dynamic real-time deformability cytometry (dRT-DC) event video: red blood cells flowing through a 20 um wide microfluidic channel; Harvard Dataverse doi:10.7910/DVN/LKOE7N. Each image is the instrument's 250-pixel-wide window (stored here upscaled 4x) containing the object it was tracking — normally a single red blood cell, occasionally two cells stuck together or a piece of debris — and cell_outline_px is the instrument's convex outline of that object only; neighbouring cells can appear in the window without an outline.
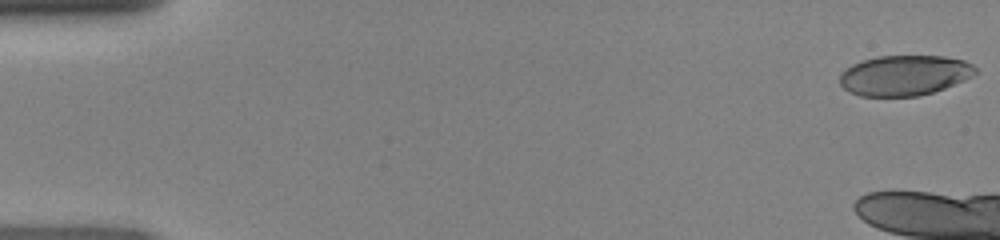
{"species": "human", "species_latin": "Homo sapiens", "temperature_condition": "room temperature", "stored_images_in_passage": 7, "camera_frame_rate_fps": 3000, "um_per_image_px": 0.085, "donor": {"sex": "female"}, "frame": {"image": 1, "passage_image": 1, "time_ms": 0.0, "image_size_px": [1000, 240], "cell_outline_px": [[976, 72], [972, 76], [964, 80], [944, 88], [920, 96], [860, 96], [848, 92], [840, 84], [840, 72], [852, 64], [876, 56], [944, 56], [964, 60], [972, 64], [976, 68]], "centroid_in_image_um": [76.86, 6.4], "position_along_channel_um": 8.1, "area_um2": 31.91}}